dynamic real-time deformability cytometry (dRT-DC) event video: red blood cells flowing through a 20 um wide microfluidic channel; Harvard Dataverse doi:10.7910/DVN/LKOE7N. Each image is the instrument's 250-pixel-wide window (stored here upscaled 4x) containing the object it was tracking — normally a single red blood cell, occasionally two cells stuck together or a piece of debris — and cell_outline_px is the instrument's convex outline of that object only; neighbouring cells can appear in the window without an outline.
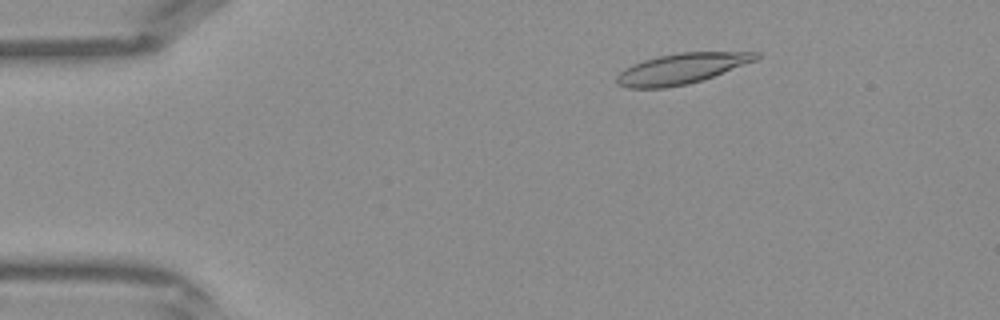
{"species": "Egyptian fruit bat (a non-hibernating species)", "species_latin": "Rousettus aegyptiacus", "temperature_condition": "warm", "stored_images_in_passage": 39, "camera_frame_rate_fps": 3000, "um_per_image_px": 0.085, "frame": {"image": 1, "passage_image": 4, "time_ms": 1.0, "image_size_px": [1000, 320], "cell_outline_px": [[760, 56], [756, 60], [712, 76], [688, 84], [664, 88], [628, 88], [616, 84], [616, 76], [620, 72], [632, 64], [644, 60], [660, 56], [680, 52], [760, 52]], "centroid_in_image_um": [57.89, 5.83], "position_along_channel_um": 27.1, "area_um2": 24.45}}
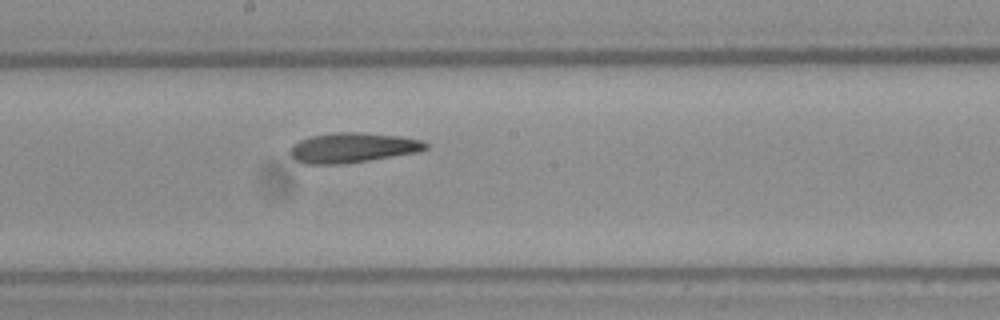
{"frame": {"image": 2, "passage_image": 20, "time_ms": 6.333, "image_size_px": [1000, 320], "cell_outline_px": [[428, 148], [420, 152], [344, 164], [304, 164], [296, 160], [288, 152], [288, 148], [292, 144], [300, 140], [312, 136], [336, 132], [356, 132], [400, 136], [420, 140], [428, 144]], "centroid_in_image_um": [29.95, 12.56], "position_along_channel_um": 218.3, "area_um2": 23.76}}
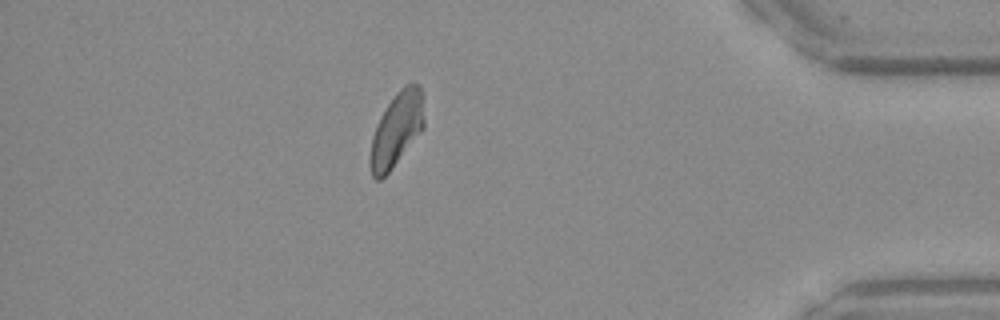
{"frame": {"image": 3, "passage_image": 34, "time_ms": 11.0, "image_size_px": [1000, 320], "cell_outline_px": [[424, 128], [388, 172], [380, 180], [376, 180], [372, 176], [368, 160], [372, 136], [380, 116], [396, 92], [404, 84], [420, 84], [424, 96]], "centroid_in_image_um": [33.72, 10.98], "position_along_channel_um": 401.5, "area_um2": 23.41}}